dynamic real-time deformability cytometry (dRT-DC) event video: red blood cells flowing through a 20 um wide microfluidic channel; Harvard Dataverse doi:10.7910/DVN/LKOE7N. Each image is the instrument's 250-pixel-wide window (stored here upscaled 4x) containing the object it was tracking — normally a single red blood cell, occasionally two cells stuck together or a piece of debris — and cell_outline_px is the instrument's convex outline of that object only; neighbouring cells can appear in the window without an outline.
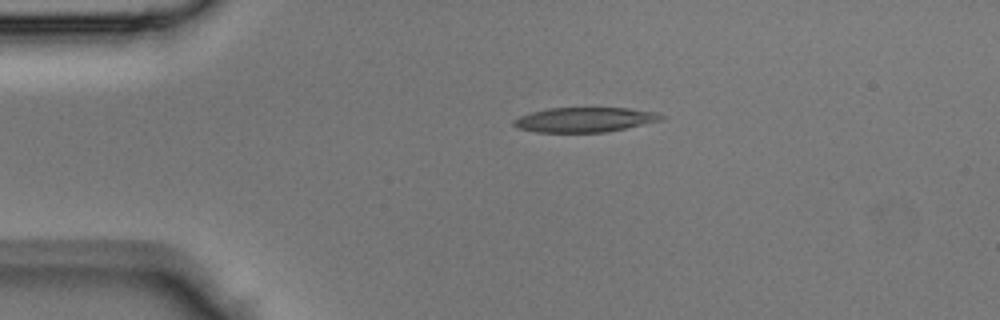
{"species": "Egyptian fruit bat (a non-hibernating species)", "species_latin": "Rousettus aegyptiacus", "temperature_condition": "room temperature", "stored_images_in_passage": 34, "camera_frame_rate_fps": 3000, "um_per_image_px": 0.085, "animal": {"sex": "male"}, "frame": {"image": 1, "passage_image": 1, "time_ms": 0.0, "image_size_px": [1000, 320], "cell_outline_px": [[664, 116], [660, 120], [624, 128], [604, 132], [536, 132], [516, 128], [512, 124], [512, 120], [520, 116], [532, 112], [548, 108], [628, 108], [656, 112]], "centroid_in_image_um": [49.62, 10.17], "position_along_channel_um": 35.4, "area_um2": 21.04}}
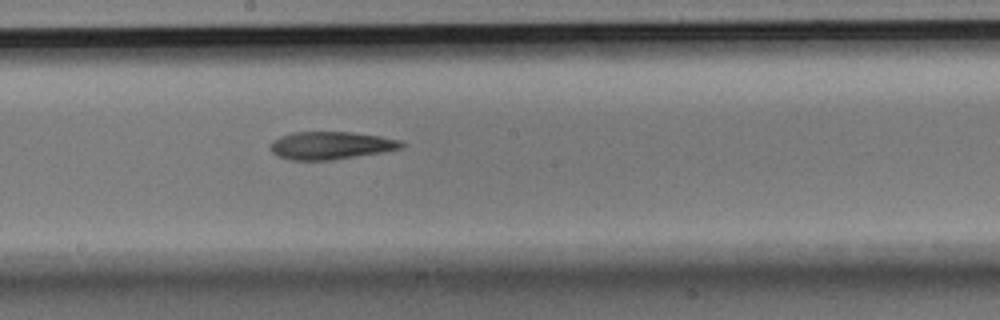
{"frame": {"image": 2, "passage_image": 15, "time_ms": 4.667, "image_size_px": [1000, 320], "cell_outline_px": [[404, 148], [384, 152], [332, 160], [292, 160], [276, 156], [272, 152], [272, 140], [280, 136], [292, 132], [352, 132], [380, 136], [400, 140], [404, 144]], "centroid_in_image_um": [28.14, 12.36], "position_along_channel_um": 220.1, "area_um2": 21.27}}
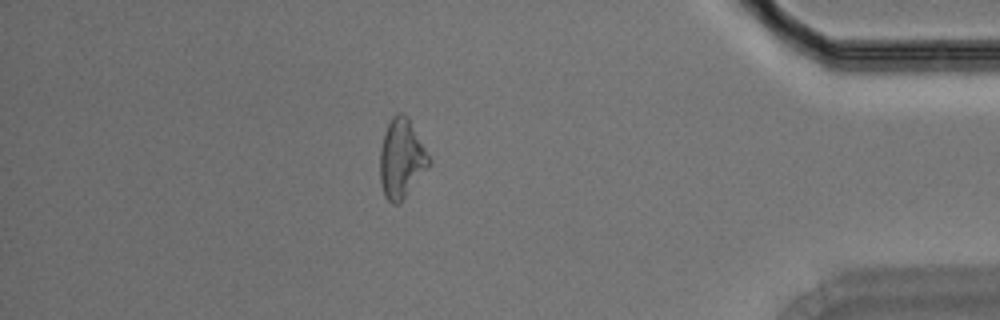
{"frame": {"image": 3, "passage_image": 29, "time_ms": 9.333, "image_size_px": [1000, 320], "cell_outline_px": [[432, 164], [400, 204], [392, 204], [384, 196], [380, 180], [380, 148], [384, 132], [392, 116], [396, 112], [400, 112], [408, 116], [432, 160]], "centroid_in_image_um": [34.14, 13.49], "position_along_channel_um": 401.1, "area_um2": 23.06}}